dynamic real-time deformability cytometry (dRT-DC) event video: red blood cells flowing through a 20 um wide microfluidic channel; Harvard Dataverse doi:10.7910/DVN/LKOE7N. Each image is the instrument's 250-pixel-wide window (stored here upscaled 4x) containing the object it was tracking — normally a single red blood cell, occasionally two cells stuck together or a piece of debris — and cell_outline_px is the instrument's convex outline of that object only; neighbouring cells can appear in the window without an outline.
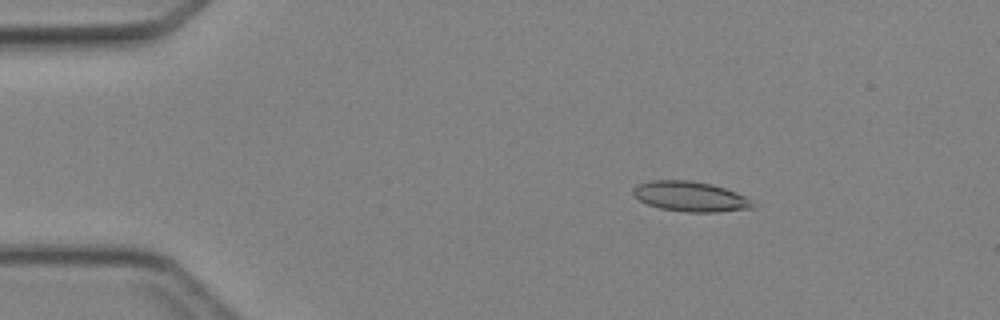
{"species": "Egyptian fruit bat (a non-hibernating species)", "species_latin": "Rousettus aegyptiacus", "temperature_condition": "cold", "stored_images_in_passage": 4, "camera_frame_rate_fps": 3000, "um_per_image_px": 0.085, "animal": {"sex": "female"}, "frame": {"image": 1, "passage_image": 1, "time_ms": 0.0, "image_size_px": [1000, 320], "cell_outline_px": [[756, 204], [752, 208], [716, 212], [684, 212], [660, 208], [648, 204], [640, 200], [632, 192], [632, 188], [636, 184], [648, 180], [692, 180], [712, 184], [736, 192], [744, 196]], "centroid_in_image_um": [58.65, 16.69], "position_along_channel_um": 26.4, "area_um2": 21.04}}
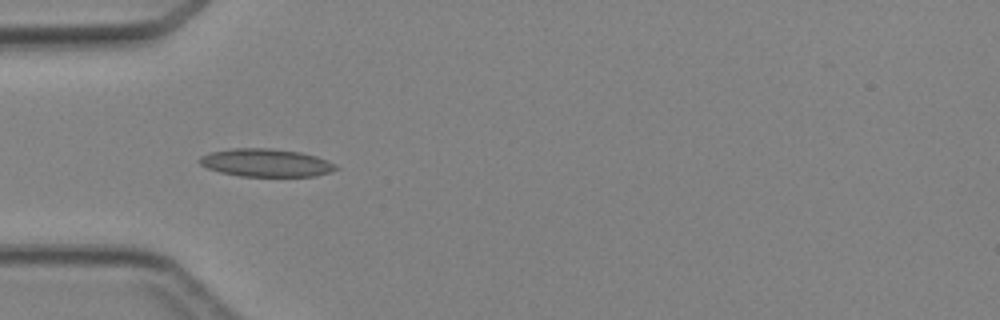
{"frame": {"image": 2, "passage_image": 3, "time_ms": 2.333, "image_size_px": [1000, 320], "cell_outline_px": [[340, 168], [316, 176], [240, 176], [220, 172], [208, 168], [200, 164], [196, 160], [200, 156], [212, 152], [232, 148], [268, 148], [300, 152], [316, 156], [336, 164]], "centroid_in_image_um": [22.59, 13.83], "position_along_channel_um": 62.4, "area_um2": 22.14}}
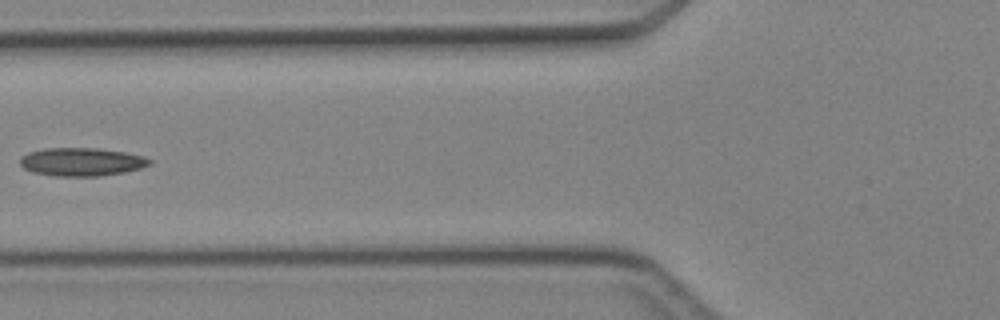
{"frame": {"image": 3, "passage_image": 4, "time_ms": 3.667, "image_size_px": [1000, 320], "cell_outline_px": [[152, 164], [140, 168], [124, 172], [100, 176], [52, 176], [32, 172], [24, 168], [20, 164], [20, 156], [28, 152], [44, 148], [100, 148], [124, 152], [144, 156], [152, 160]], "centroid_in_image_um": [6.92, 13.75], "position_along_channel_um": 118.9, "area_um2": 21.5}}